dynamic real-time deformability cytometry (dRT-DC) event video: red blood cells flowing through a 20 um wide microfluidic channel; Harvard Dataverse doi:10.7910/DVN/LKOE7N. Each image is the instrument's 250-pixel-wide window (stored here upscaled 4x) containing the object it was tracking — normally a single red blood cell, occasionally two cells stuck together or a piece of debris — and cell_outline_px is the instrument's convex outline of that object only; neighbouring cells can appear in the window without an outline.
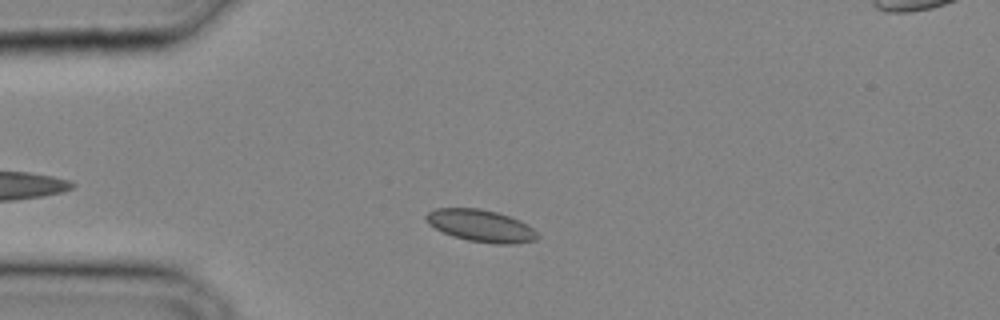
{"species": "common noctule bat (a hibernating species)", "species_latin": "Nyctalus noctula", "temperature_condition": "cold", "stored_images_in_passage": 29, "camera_frame_rate_fps": 3000, "um_per_image_px": 0.085, "animal": {"sex": "male", "body_mass_g": 20.4}, "frame": {"image": 1, "passage_image": 5, "time_ms": 1.333, "image_size_px": [1000, 320], "cell_outline_px": [[540, 236], [536, 240], [512, 244], [496, 244], [468, 240], [452, 236], [428, 224], [424, 216], [428, 212], [436, 208], [480, 208], [496, 212], [520, 220], [532, 228]], "centroid_in_image_um": [40.87, 19.19], "position_along_channel_um": 44.1, "area_um2": 20.75}}
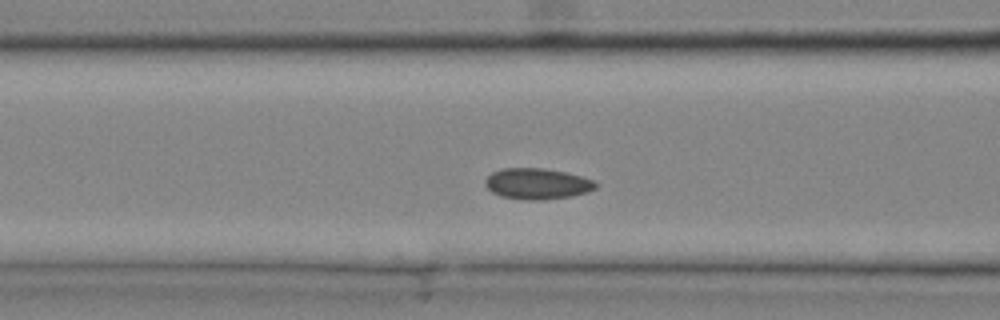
{"frame": {"image": 2, "passage_image": 10, "time_ms": 3.0, "image_size_px": [1000, 320], "cell_outline_px": [[600, 184], [596, 188], [588, 192], [572, 196], [540, 200], [528, 200], [500, 196], [492, 192], [484, 184], [484, 180], [492, 172], [500, 168], [544, 168], [564, 172], [596, 180]], "centroid_in_image_um": [45.68, 15.61], "position_along_channel_um": 120.9, "area_um2": 20.11}}
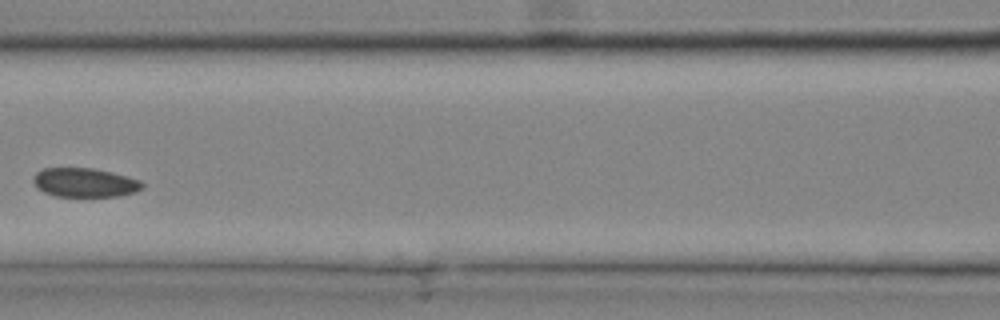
{"frame": {"image": 3, "passage_image": 12, "time_ms": 3.667, "image_size_px": [1000, 320], "cell_outline_px": [[144, 188], [136, 192], [116, 196], [56, 196], [44, 192], [36, 188], [32, 180], [32, 176], [36, 172], [44, 168], [92, 168], [112, 172], [140, 180], [144, 184]], "centroid_in_image_um": [7.18, 15.51], "position_along_channel_um": 159.4, "area_um2": 18.55}}